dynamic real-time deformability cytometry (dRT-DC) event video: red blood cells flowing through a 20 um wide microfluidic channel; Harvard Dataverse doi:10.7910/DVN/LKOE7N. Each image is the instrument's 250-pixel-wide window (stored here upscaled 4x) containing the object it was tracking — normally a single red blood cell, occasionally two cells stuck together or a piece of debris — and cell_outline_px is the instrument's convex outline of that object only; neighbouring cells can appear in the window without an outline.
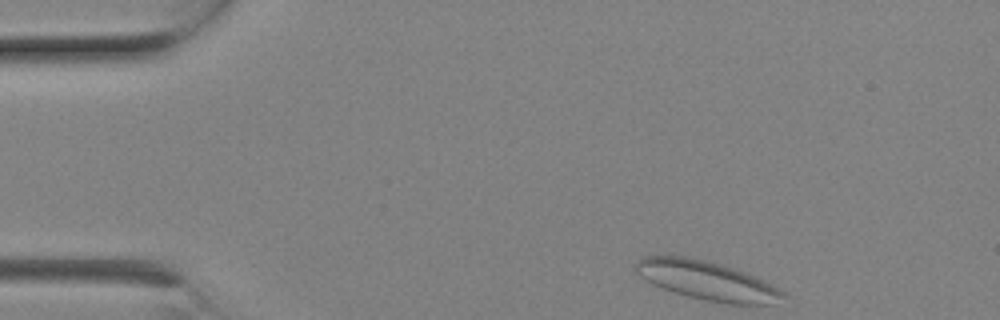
{"species": "Egyptian fruit bat (a non-hibernating species)", "species_latin": "Rousettus aegyptiacus", "temperature_condition": "room temperature", "stored_images_in_passage": 4, "camera_frame_rate_fps": 3000, "um_per_image_px": 0.085, "animal": {"sex": "female"}, "frame": {"image": 1, "passage_image": 1, "time_ms": 0.0, "image_size_px": [1000, 320], "cell_outline_px": [[788, 296], [776, 304], [724, 304], [688, 296], [660, 288], [652, 284], [640, 276], [636, 272], [636, 260], [644, 256], [688, 256], [708, 260], [756, 276], [764, 280], [784, 292]], "centroid_in_image_um": [60.11, 23.85], "position_along_channel_um": 24.9, "area_um2": 33.64}}